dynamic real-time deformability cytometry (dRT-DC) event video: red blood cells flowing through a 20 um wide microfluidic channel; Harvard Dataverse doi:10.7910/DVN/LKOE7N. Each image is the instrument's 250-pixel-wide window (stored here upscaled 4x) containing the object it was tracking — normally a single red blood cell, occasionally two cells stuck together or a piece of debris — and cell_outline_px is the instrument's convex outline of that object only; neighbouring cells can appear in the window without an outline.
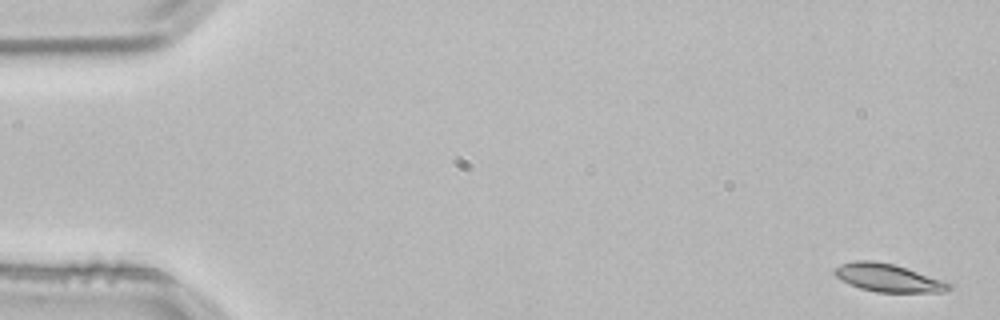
{"species": "common noctule bat (a hibernating species)", "species_latin": "Nyctalus noctula", "temperature_condition": "room temperature", "stored_images_in_passage": 3, "camera_frame_rate_fps": 3000, "um_per_image_px": 0.085, "animal": {"sex": "male", "body_mass_g": 21.5, "forearm_length_mm": 52.0}, "frame": {"image": 1, "passage_image": 1, "time_ms": 0.0, "image_size_px": [1000, 320], "cell_outline_px": [[952, 288], [944, 292], [876, 292], [860, 288], [840, 280], [832, 272], [840, 264], [856, 260], [872, 260], [896, 264], [948, 280], [952, 284]], "centroid_in_image_um": [75.56, 23.6], "position_along_channel_um": 9.4, "area_um2": 19.13}}
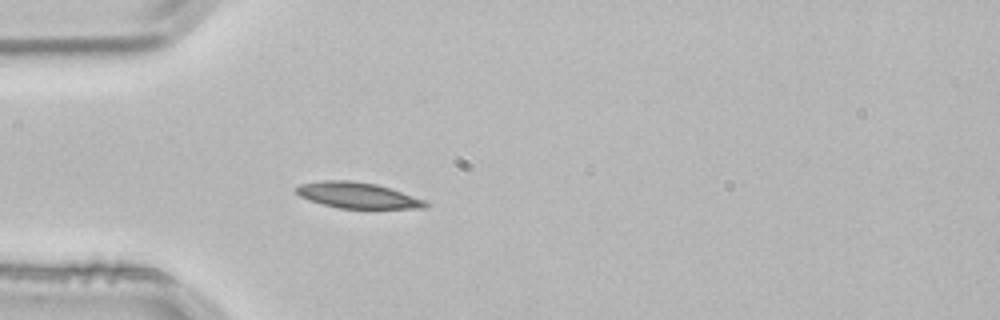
{"frame": {"image": 2, "passage_image": 3, "time_ms": 0.667, "image_size_px": [1000, 320], "cell_outline_px": [[428, 204], [424, 208], [340, 208], [308, 200], [300, 196], [292, 188], [300, 184], [324, 180], [352, 180], [376, 184], [424, 200]], "centroid_in_image_um": [30.3, 16.59], "position_along_channel_um": 54.7, "area_um2": 19.19}}